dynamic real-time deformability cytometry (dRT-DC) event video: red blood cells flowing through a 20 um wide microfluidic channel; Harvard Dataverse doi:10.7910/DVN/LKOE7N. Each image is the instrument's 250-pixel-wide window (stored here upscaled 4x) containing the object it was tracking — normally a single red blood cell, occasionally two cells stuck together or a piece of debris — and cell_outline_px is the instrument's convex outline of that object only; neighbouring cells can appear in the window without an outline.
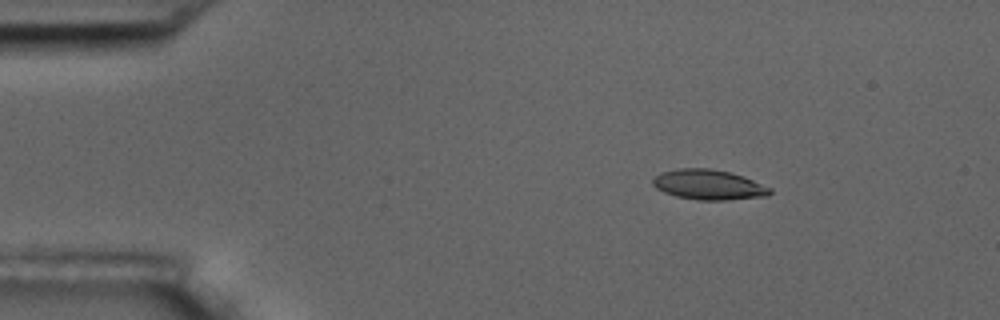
{"species": "common noctule bat (a hibernating species)", "species_latin": "Nyctalus noctula", "temperature_condition": "room temperature", "stored_images_in_passage": 4, "camera_frame_rate_fps": 3000, "um_per_image_px": 0.085, "animal": {"sex": "male", "body_mass_g": 17.5, "forearm_length_mm": 52.3}, "frame": {"image": 1, "passage_image": 2, "time_ms": 1.333, "image_size_px": [1000, 320], "cell_outline_px": [[772, 192], [768, 196], [728, 200], [700, 200], [676, 196], [664, 192], [656, 188], [652, 184], [652, 180], [660, 172], [676, 168], [708, 168], [728, 172], [744, 176], [772, 188]], "centroid_in_image_um": [60.24, 15.7], "position_along_channel_um": 24.8, "area_um2": 20.63}}